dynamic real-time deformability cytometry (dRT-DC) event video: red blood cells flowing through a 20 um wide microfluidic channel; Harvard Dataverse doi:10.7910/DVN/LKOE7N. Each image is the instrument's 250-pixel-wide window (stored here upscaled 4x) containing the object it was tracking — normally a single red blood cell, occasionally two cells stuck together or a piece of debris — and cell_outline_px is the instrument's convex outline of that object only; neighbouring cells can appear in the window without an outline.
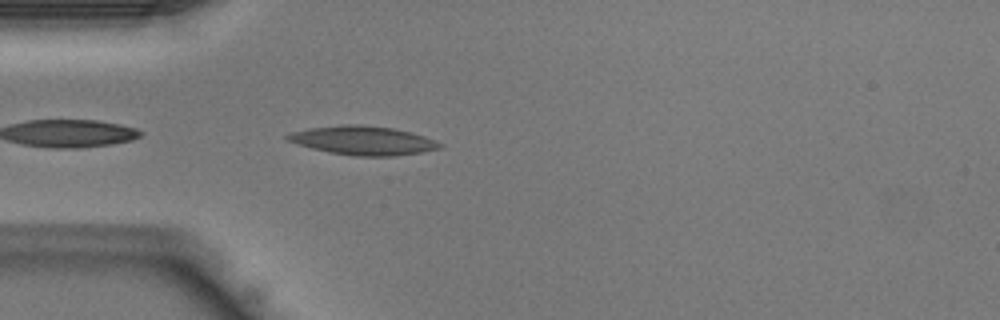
{"species": "Egyptian fruit bat (a non-hibernating species)", "species_latin": "Rousettus aegyptiacus", "temperature_condition": "warm", "stored_images_in_passage": 20, "camera_frame_rate_fps": 3000, "um_per_image_px": 0.085, "animal": {"sex": "male"}, "frame": {"image": 1, "passage_image": 2, "time_ms": 0.333, "image_size_px": [1000, 320], "cell_outline_px": [[444, 148], [420, 152], [392, 156], [356, 156], [328, 152], [296, 144], [288, 140], [284, 136], [292, 132], [308, 128], [348, 124], [356, 124], [392, 128], [424, 136], [444, 144]], "centroid_in_image_um": [30.86, 11.94], "position_along_channel_um": 54.1, "area_um2": 25.43}}
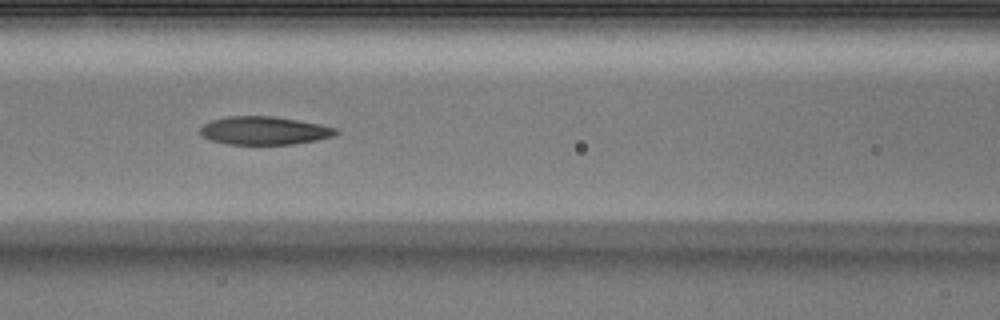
{"frame": {"image": 2, "passage_image": 8, "time_ms": 2.333, "image_size_px": [1000, 320], "cell_outline_px": [[340, 132], [332, 136], [316, 140], [292, 144], [228, 144], [212, 140], [204, 136], [200, 132], [200, 128], [204, 124], [212, 120], [228, 116], [272, 116], [320, 124], [336, 128]], "centroid_in_image_um": [22.47, 11.1], "position_along_channel_um": 144.1, "area_um2": 22.02}}
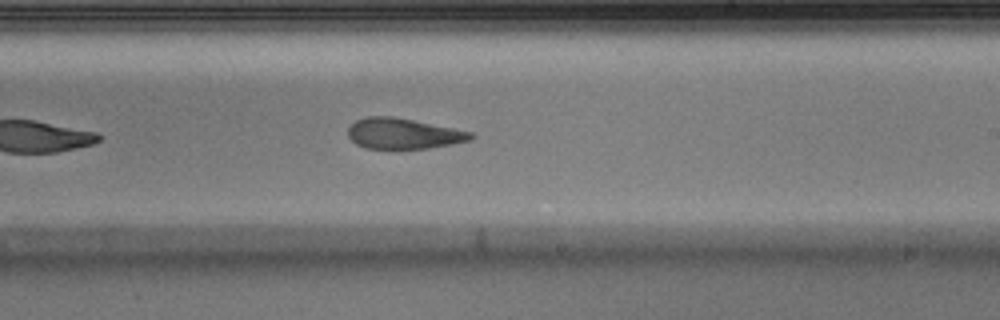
{"frame": {"image": 3, "passage_image": 15, "time_ms": 4.667, "image_size_px": [1000, 320], "cell_outline_px": [[476, 136], [468, 140], [428, 148], [364, 148], [356, 144], [348, 136], [348, 128], [356, 120], [368, 116], [392, 116], [472, 132]], "centroid_in_image_um": [34.23, 11.35], "position_along_channel_um": 254.8, "area_um2": 21.5}}